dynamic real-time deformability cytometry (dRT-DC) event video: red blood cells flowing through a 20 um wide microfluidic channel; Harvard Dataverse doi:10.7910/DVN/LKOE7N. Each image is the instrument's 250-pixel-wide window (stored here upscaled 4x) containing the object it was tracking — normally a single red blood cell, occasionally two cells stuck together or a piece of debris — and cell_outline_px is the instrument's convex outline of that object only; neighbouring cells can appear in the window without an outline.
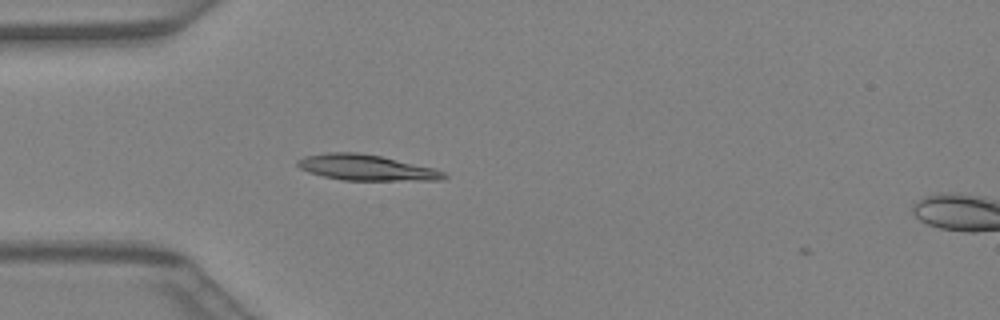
{"species": "Egyptian fruit bat (a non-hibernating species)", "species_latin": "Rousettus aegyptiacus", "temperature_condition": "warm", "stored_images_in_passage": 2, "camera_frame_rate_fps": 3000, "um_per_image_px": 0.085, "animal": {"sex": "female"}, "frame": {"image": 1, "passage_image": 1, "time_ms": 0.0, "image_size_px": [1000, 320], "cell_outline_px": [[448, 176], [444, 180], [344, 180], [324, 176], [308, 172], [300, 168], [296, 164], [296, 160], [304, 156], [328, 152], [356, 152], [380, 156], [432, 168], [444, 172]], "centroid_in_image_um": [31.09, 14.24], "position_along_channel_um": 53.9, "area_um2": 21.73}}